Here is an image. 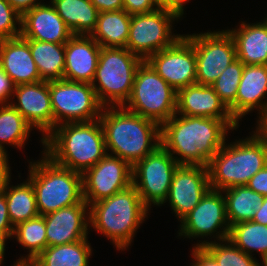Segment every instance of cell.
Masks as SVG:
<instances>
[{"label": "cell", "mask_w": 267, "mask_h": 266, "mask_svg": "<svg viewBox=\"0 0 267 266\" xmlns=\"http://www.w3.org/2000/svg\"><path fill=\"white\" fill-rule=\"evenodd\" d=\"M239 122L198 116H177L160 126V143L179 165H201L209 161L224 145L228 130Z\"/></svg>", "instance_id": "obj_1"}, {"label": "cell", "mask_w": 267, "mask_h": 266, "mask_svg": "<svg viewBox=\"0 0 267 266\" xmlns=\"http://www.w3.org/2000/svg\"><path fill=\"white\" fill-rule=\"evenodd\" d=\"M43 154L57 165L83 174L108 152L99 119L57 125L45 138Z\"/></svg>", "instance_id": "obj_2"}, {"label": "cell", "mask_w": 267, "mask_h": 266, "mask_svg": "<svg viewBox=\"0 0 267 266\" xmlns=\"http://www.w3.org/2000/svg\"><path fill=\"white\" fill-rule=\"evenodd\" d=\"M99 121L104 132L106 151L111 150L112 154L132 166L161 145L160 125L123 106L103 107Z\"/></svg>", "instance_id": "obj_3"}, {"label": "cell", "mask_w": 267, "mask_h": 266, "mask_svg": "<svg viewBox=\"0 0 267 266\" xmlns=\"http://www.w3.org/2000/svg\"><path fill=\"white\" fill-rule=\"evenodd\" d=\"M144 205L133 185L89 205L90 226L104 234L117 250H125L147 217Z\"/></svg>", "instance_id": "obj_4"}, {"label": "cell", "mask_w": 267, "mask_h": 266, "mask_svg": "<svg viewBox=\"0 0 267 266\" xmlns=\"http://www.w3.org/2000/svg\"><path fill=\"white\" fill-rule=\"evenodd\" d=\"M246 139L225 144L209 161V184L213 190L247 185L267 164V145L253 131Z\"/></svg>", "instance_id": "obj_5"}, {"label": "cell", "mask_w": 267, "mask_h": 266, "mask_svg": "<svg viewBox=\"0 0 267 266\" xmlns=\"http://www.w3.org/2000/svg\"><path fill=\"white\" fill-rule=\"evenodd\" d=\"M29 164L28 180L35 192L39 215L44 216L84 200L82 174L57 165L45 154L42 160Z\"/></svg>", "instance_id": "obj_6"}, {"label": "cell", "mask_w": 267, "mask_h": 266, "mask_svg": "<svg viewBox=\"0 0 267 266\" xmlns=\"http://www.w3.org/2000/svg\"><path fill=\"white\" fill-rule=\"evenodd\" d=\"M142 61L127 48L101 47L91 85L103 107L125 105L132 92L136 70Z\"/></svg>", "instance_id": "obj_7"}, {"label": "cell", "mask_w": 267, "mask_h": 266, "mask_svg": "<svg viewBox=\"0 0 267 266\" xmlns=\"http://www.w3.org/2000/svg\"><path fill=\"white\" fill-rule=\"evenodd\" d=\"M176 98L177 91L147 61H142L135 73L131 95L123 107L161 126L176 114Z\"/></svg>", "instance_id": "obj_8"}, {"label": "cell", "mask_w": 267, "mask_h": 266, "mask_svg": "<svg viewBox=\"0 0 267 266\" xmlns=\"http://www.w3.org/2000/svg\"><path fill=\"white\" fill-rule=\"evenodd\" d=\"M54 128L64 123L90 122L100 118L103 106L89 83L65 79L49 81Z\"/></svg>", "instance_id": "obj_9"}, {"label": "cell", "mask_w": 267, "mask_h": 266, "mask_svg": "<svg viewBox=\"0 0 267 266\" xmlns=\"http://www.w3.org/2000/svg\"><path fill=\"white\" fill-rule=\"evenodd\" d=\"M178 16L158 8L131 17L126 48L146 61L151 55L172 46L182 35H172V23Z\"/></svg>", "instance_id": "obj_10"}, {"label": "cell", "mask_w": 267, "mask_h": 266, "mask_svg": "<svg viewBox=\"0 0 267 266\" xmlns=\"http://www.w3.org/2000/svg\"><path fill=\"white\" fill-rule=\"evenodd\" d=\"M178 166L162 145L132 166V185L148 209L164 204Z\"/></svg>", "instance_id": "obj_11"}, {"label": "cell", "mask_w": 267, "mask_h": 266, "mask_svg": "<svg viewBox=\"0 0 267 266\" xmlns=\"http://www.w3.org/2000/svg\"><path fill=\"white\" fill-rule=\"evenodd\" d=\"M196 54V83L211 86L237 59L236 46L228 30L185 35Z\"/></svg>", "instance_id": "obj_12"}, {"label": "cell", "mask_w": 267, "mask_h": 266, "mask_svg": "<svg viewBox=\"0 0 267 266\" xmlns=\"http://www.w3.org/2000/svg\"><path fill=\"white\" fill-rule=\"evenodd\" d=\"M83 198L88 205L130 187L132 165L107 153L96 165L82 174Z\"/></svg>", "instance_id": "obj_13"}, {"label": "cell", "mask_w": 267, "mask_h": 266, "mask_svg": "<svg viewBox=\"0 0 267 266\" xmlns=\"http://www.w3.org/2000/svg\"><path fill=\"white\" fill-rule=\"evenodd\" d=\"M179 236L187 238L214 236L223 241L229 237L226 200L220 190L210 189L201 201L180 221ZM218 228L219 231H218ZM217 232L219 234L214 233Z\"/></svg>", "instance_id": "obj_14"}, {"label": "cell", "mask_w": 267, "mask_h": 266, "mask_svg": "<svg viewBox=\"0 0 267 266\" xmlns=\"http://www.w3.org/2000/svg\"><path fill=\"white\" fill-rule=\"evenodd\" d=\"M146 61L176 91L196 83V54L193 43L184 35Z\"/></svg>", "instance_id": "obj_15"}, {"label": "cell", "mask_w": 267, "mask_h": 266, "mask_svg": "<svg viewBox=\"0 0 267 266\" xmlns=\"http://www.w3.org/2000/svg\"><path fill=\"white\" fill-rule=\"evenodd\" d=\"M211 189L208 168L201 165H179L174 171L168 196L171 209L182 220Z\"/></svg>", "instance_id": "obj_16"}, {"label": "cell", "mask_w": 267, "mask_h": 266, "mask_svg": "<svg viewBox=\"0 0 267 266\" xmlns=\"http://www.w3.org/2000/svg\"><path fill=\"white\" fill-rule=\"evenodd\" d=\"M13 97L17 102L10 104L26 119L32 128L42 132L41 143L54 129V116L50 100L49 82L22 84L14 87Z\"/></svg>", "instance_id": "obj_17"}, {"label": "cell", "mask_w": 267, "mask_h": 266, "mask_svg": "<svg viewBox=\"0 0 267 266\" xmlns=\"http://www.w3.org/2000/svg\"><path fill=\"white\" fill-rule=\"evenodd\" d=\"M88 208L89 205L83 200L79 204L44 215L47 247L69 244L88 238Z\"/></svg>", "instance_id": "obj_18"}, {"label": "cell", "mask_w": 267, "mask_h": 266, "mask_svg": "<svg viewBox=\"0 0 267 266\" xmlns=\"http://www.w3.org/2000/svg\"><path fill=\"white\" fill-rule=\"evenodd\" d=\"M74 34L50 3L36 5L21 19V36L25 39L65 44Z\"/></svg>", "instance_id": "obj_19"}, {"label": "cell", "mask_w": 267, "mask_h": 266, "mask_svg": "<svg viewBox=\"0 0 267 266\" xmlns=\"http://www.w3.org/2000/svg\"><path fill=\"white\" fill-rule=\"evenodd\" d=\"M176 113L178 116L210 117L222 121H236L214 88L198 83L177 91Z\"/></svg>", "instance_id": "obj_20"}, {"label": "cell", "mask_w": 267, "mask_h": 266, "mask_svg": "<svg viewBox=\"0 0 267 266\" xmlns=\"http://www.w3.org/2000/svg\"><path fill=\"white\" fill-rule=\"evenodd\" d=\"M100 50L101 46L90 35H73L65 43L63 79L91 84Z\"/></svg>", "instance_id": "obj_21"}, {"label": "cell", "mask_w": 267, "mask_h": 266, "mask_svg": "<svg viewBox=\"0 0 267 266\" xmlns=\"http://www.w3.org/2000/svg\"><path fill=\"white\" fill-rule=\"evenodd\" d=\"M0 68L15 86L42 81L29 43L21 35L0 40Z\"/></svg>", "instance_id": "obj_22"}, {"label": "cell", "mask_w": 267, "mask_h": 266, "mask_svg": "<svg viewBox=\"0 0 267 266\" xmlns=\"http://www.w3.org/2000/svg\"><path fill=\"white\" fill-rule=\"evenodd\" d=\"M267 65H244L236 96V121L255 108L261 115L267 108Z\"/></svg>", "instance_id": "obj_23"}, {"label": "cell", "mask_w": 267, "mask_h": 266, "mask_svg": "<svg viewBox=\"0 0 267 266\" xmlns=\"http://www.w3.org/2000/svg\"><path fill=\"white\" fill-rule=\"evenodd\" d=\"M252 24L242 22L239 28L228 29L235 42L237 58L244 65H267V22Z\"/></svg>", "instance_id": "obj_24"}, {"label": "cell", "mask_w": 267, "mask_h": 266, "mask_svg": "<svg viewBox=\"0 0 267 266\" xmlns=\"http://www.w3.org/2000/svg\"><path fill=\"white\" fill-rule=\"evenodd\" d=\"M131 17L124 9L100 12L95 29L90 36L101 47L126 48Z\"/></svg>", "instance_id": "obj_25"}, {"label": "cell", "mask_w": 267, "mask_h": 266, "mask_svg": "<svg viewBox=\"0 0 267 266\" xmlns=\"http://www.w3.org/2000/svg\"><path fill=\"white\" fill-rule=\"evenodd\" d=\"M10 180L11 174L4 180L1 190L5 194L10 222L15 227L21 222L39 216V212L31 182L27 179L23 183L11 186Z\"/></svg>", "instance_id": "obj_26"}, {"label": "cell", "mask_w": 267, "mask_h": 266, "mask_svg": "<svg viewBox=\"0 0 267 266\" xmlns=\"http://www.w3.org/2000/svg\"><path fill=\"white\" fill-rule=\"evenodd\" d=\"M58 15L74 35H90L99 11L90 0H51Z\"/></svg>", "instance_id": "obj_27"}, {"label": "cell", "mask_w": 267, "mask_h": 266, "mask_svg": "<svg viewBox=\"0 0 267 266\" xmlns=\"http://www.w3.org/2000/svg\"><path fill=\"white\" fill-rule=\"evenodd\" d=\"M42 81L64 78L65 44L26 39Z\"/></svg>", "instance_id": "obj_28"}, {"label": "cell", "mask_w": 267, "mask_h": 266, "mask_svg": "<svg viewBox=\"0 0 267 266\" xmlns=\"http://www.w3.org/2000/svg\"><path fill=\"white\" fill-rule=\"evenodd\" d=\"M88 238L69 244L46 247L33 261V266H89L92 248Z\"/></svg>", "instance_id": "obj_29"}, {"label": "cell", "mask_w": 267, "mask_h": 266, "mask_svg": "<svg viewBox=\"0 0 267 266\" xmlns=\"http://www.w3.org/2000/svg\"><path fill=\"white\" fill-rule=\"evenodd\" d=\"M222 192L226 194V216L230 227L240 222L252 221L263 204L264 196L247 185L234 186Z\"/></svg>", "instance_id": "obj_30"}, {"label": "cell", "mask_w": 267, "mask_h": 266, "mask_svg": "<svg viewBox=\"0 0 267 266\" xmlns=\"http://www.w3.org/2000/svg\"><path fill=\"white\" fill-rule=\"evenodd\" d=\"M33 130L26 119L11 105H0V153L8 156L4 144L22 148Z\"/></svg>", "instance_id": "obj_31"}, {"label": "cell", "mask_w": 267, "mask_h": 266, "mask_svg": "<svg viewBox=\"0 0 267 266\" xmlns=\"http://www.w3.org/2000/svg\"><path fill=\"white\" fill-rule=\"evenodd\" d=\"M244 253L252 256L259 252L263 259L267 255V225L244 221L230 227L228 237Z\"/></svg>", "instance_id": "obj_32"}, {"label": "cell", "mask_w": 267, "mask_h": 266, "mask_svg": "<svg viewBox=\"0 0 267 266\" xmlns=\"http://www.w3.org/2000/svg\"><path fill=\"white\" fill-rule=\"evenodd\" d=\"M12 237H16L21 246L29 250L27 256L18 259L19 262H32L46 247V224L44 216L21 222L14 227Z\"/></svg>", "instance_id": "obj_33"}, {"label": "cell", "mask_w": 267, "mask_h": 266, "mask_svg": "<svg viewBox=\"0 0 267 266\" xmlns=\"http://www.w3.org/2000/svg\"><path fill=\"white\" fill-rule=\"evenodd\" d=\"M244 63L238 58L222 71L221 75L211 85L221 101L230 110L236 120V96L243 74Z\"/></svg>", "instance_id": "obj_34"}, {"label": "cell", "mask_w": 267, "mask_h": 266, "mask_svg": "<svg viewBox=\"0 0 267 266\" xmlns=\"http://www.w3.org/2000/svg\"><path fill=\"white\" fill-rule=\"evenodd\" d=\"M224 242L204 240L196 244V247H203L220 266H260L253 256L244 253L229 238Z\"/></svg>", "instance_id": "obj_35"}, {"label": "cell", "mask_w": 267, "mask_h": 266, "mask_svg": "<svg viewBox=\"0 0 267 266\" xmlns=\"http://www.w3.org/2000/svg\"><path fill=\"white\" fill-rule=\"evenodd\" d=\"M21 19L22 15L7 0H0V40L20 36Z\"/></svg>", "instance_id": "obj_36"}, {"label": "cell", "mask_w": 267, "mask_h": 266, "mask_svg": "<svg viewBox=\"0 0 267 266\" xmlns=\"http://www.w3.org/2000/svg\"><path fill=\"white\" fill-rule=\"evenodd\" d=\"M13 230L14 227L10 222L5 194L0 189V265L4 260L5 242L7 238L12 237Z\"/></svg>", "instance_id": "obj_37"}, {"label": "cell", "mask_w": 267, "mask_h": 266, "mask_svg": "<svg viewBox=\"0 0 267 266\" xmlns=\"http://www.w3.org/2000/svg\"><path fill=\"white\" fill-rule=\"evenodd\" d=\"M158 8L156 0H123V9L130 15L148 13Z\"/></svg>", "instance_id": "obj_38"}, {"label": "cell", "mask_w": 267, "mask_h": 266, "mask_svg": "<svg viewBox=\"0 0 267 266\" xmlns=\"http://www.w3.org/2000/svg\"><path fill=\"white\" fill-rule=\"evenodd\" d=\"M247 186L253 191L267 196V164L249 180Z\"/></svg>", "instance_id": "obj_39"}, {"label": "cell", "mask_w": 267, "mask_h": 266, "mask_svg": "<svg viewBox=\"0 0 267 266\" xmlns=\"http://www.w3.org/2000/svg\"><path fill=\"white\" fill-rule=\"evenodd\" d=\"M14 87L10 77L0 68V105L10 104L8 100L13 98Z\"/></svg>", "instance_id": "obj_40"}, {"label": "cell", "mask_w": 267, "mask_h": 266, "mask_svg": "<svg viewBox=\"0 0 267 266\" xmlns=\"http://www.w3.org/2000/svg\"><path fill=\"white\" fill-rule=\"evenodd\" d=\"M192 256L195 260L191 266H220L203 247L194 246Z\"/></svg>", "instance_id": "obj_41"}, {"label": "cell", "mask_w": 267, "mask_h": 266, "mask_svg": "<svg viewBox=\"0 0 267 266\" xmlns=\"http://www.w3.org/2000/svg\"><path fill=\"white\" fill-rule=\"evenodd\" d=\"M158 7L175 13L179 19L184 14V4L189 0H156Z\"/></svg>", "instance_id": "obj_42"}, {"label": "cell", "mask_w": 267, "mask_h": 266, "mask_svg": "<svg viewBox=\"0 0 267 266\" xmlns=\"http://www.w3.org/2000/svg\"><path fill=\"white\" fill-rule=\"evenodd\" d=\"M100 12H114L123 10V0H90Z\"/></svg>", "instance_id": "obj_43"}, {"label": "cell", "mask_w": 267, "mask_h": 266, "mask_svg": "<svg viewBox=\"0 0 267 266\" xmlns=\"http://www.w3.org/2000/svg\"><path fill=\"white\" fill-rule=\"evenodd\" d=\"M9 4L20 14L23 15L26 11L32 9L41 2L37 0H7ZM37 1V2H36Z\"/></svg>", "instance_id": "obj_44"}, {"label": "cell", "mask_w": 267, "mask_h": 266, "mask_svg": "<svg viewBox=\"0 0 267 266\" xmlns=\"http://www.w3.org/2000/svg\"><path fill=\"white\" fill-rule=\"evenodd\" d=\"M256 126V134L263 140V142L267 145V108L266 110L258 117Z\"/></svg>", "instance_id": "obj_45"}, {"label": "cell", "mask_w": 267, "mask_h": 266, "mask_svg": "<svg viewBox=\"0 0 267 266\" xmlns=\"http://www.w3.org/2000/svg\"><path fill=\"white\" fill-rule=\"evenodd\" d=\"M252 221L258 224L267 225V196L264 197L263 204L261 205V208L255 213Z\"/></svg>", "instance_id": "obj_46"}, {"label": "cell", "mask_w": 267, "mask_h": 266, "mask_svg": "<svg viewBox=\"0 0 267 266\" xmlns=\"http://www.w3.org/2000/svg\"><path fill=\"white\" fill-rule=\"evenodd\" d=\"M10 171L8 157L0 153V189L6 177L10 174Z\"/></svg>", "instance_id": "obj_47"}, {"label": "cell", "mask_w": 267, "mask_h": 266, "mask_svg": "<svg viewBox=\"0 0 267 266\" xmlns=\"http://www.w3.org/2000/svg\"><path fill=\"white\" fill-rule=\"evenodd\" d=\"M13 266H33L32 262H19L16 261V263Z\"/></svg>", "instance_id": "obj_48"}, {"label": "cell", "mask_w": 267, "mask_h": 266, "mask_svg": "<svg viewBox=\"0 0 267 266\" xmlns=\"http://www.w3.org/2000/svg\"><path fill=\"white\" fill-rule=\"evenodd\" d=\"M263 261H262V265H260V266H267V255L262 259Z\"/></svg>", "instance_id": "obj_49"}]
</instances>
